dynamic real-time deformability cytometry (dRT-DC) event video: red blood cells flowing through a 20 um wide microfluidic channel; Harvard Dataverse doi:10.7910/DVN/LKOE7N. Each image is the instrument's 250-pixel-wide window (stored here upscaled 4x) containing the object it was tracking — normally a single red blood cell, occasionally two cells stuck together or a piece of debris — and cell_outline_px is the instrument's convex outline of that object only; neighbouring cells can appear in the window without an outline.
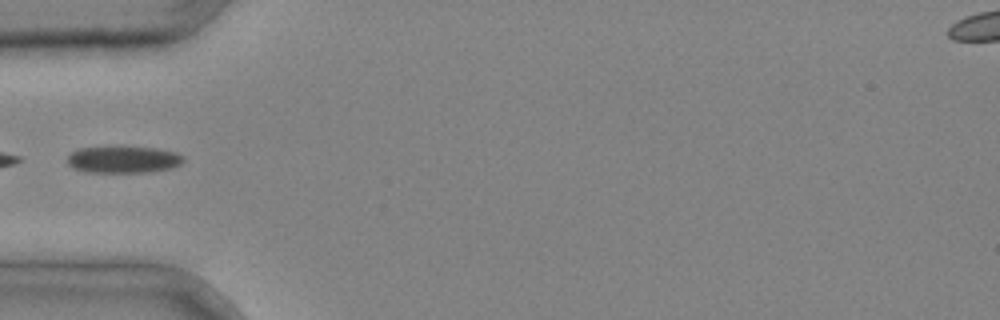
{"species": "common noctule bat (a hibernating species)", "species_latin": "Nyctalus noctula", "temperature_condition": "cold", "stored_images_in_passage": 5, "camera_frame_rate_fps": 3000, "um_per_image_px": 0.085, "animal": {"sex": "male", "body_mass_g": 20.4}, "frame": {"image": 1, "passage_image": 5, "time_ms": 1.333, "image_size_px": [1000, 320], "cell_outline_px": [[184, 160], [180, 164], [172, 168], [148, 172], [84, 172], [72, 168], [68, 164], [68, 156], [72, 152], [80, 148], [156, 148], [176, 152], [184, 156]], "centroid_in_image_um": [10.5, 13.58], "position_along_channel_um": 74.5, "area_um2": 17.86}}